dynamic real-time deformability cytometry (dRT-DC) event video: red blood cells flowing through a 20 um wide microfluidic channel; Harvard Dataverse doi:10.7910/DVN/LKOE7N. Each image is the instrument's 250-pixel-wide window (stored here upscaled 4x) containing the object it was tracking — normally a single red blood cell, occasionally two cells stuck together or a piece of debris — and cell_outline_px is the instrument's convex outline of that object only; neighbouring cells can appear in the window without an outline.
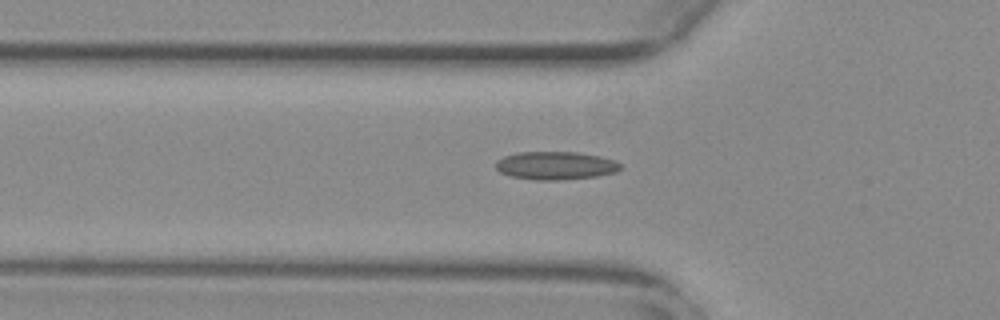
{"species": "common noctule bat (a hibernating species)", "species_latin": "Nyctalus noctula", "temperature_condition": "warm", "stored_images_in_passage": 40, "camera_frame_rate_fps": 3000, "um_per_image_px": 0.085, "animal": {"sex": "female", "body_mass_g": 29.2, "forearm_length_mm": 56.3}, "frame": {"image": 1, "passage_image": 6, "time_ms": 1.667, "image_size_px": [1000, 320], "cell_outline_px": [[620, 168], [616, 172], [596, 176], [556, 180], [536, 180], [512, 176], [500, 172], [496, 168], [496, 160], [504, 156], [520, 152], [576, 152], [600, 156], [612, 160], [620, 164]], "centroid_in_image_um": [47.2, 14.07], "position_along_channel_um": 78.6, "area_um2": 20.17}}
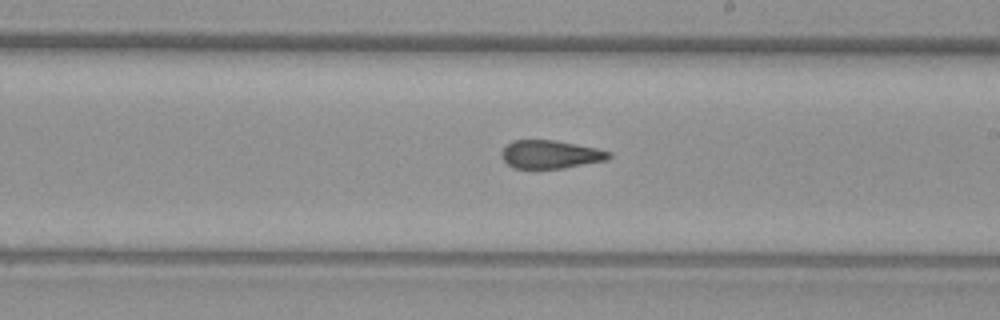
{"frame": {"image": 2, "passage_image": 19, "time_ms": 6.0, "image_size_px": [1000, 320], "cell_outline_px": [[612, 156], [608, 160], [564, 168], [512, 168], [500, 156], [500, 152], [512, 140], [556, 140], [596, 148], [612, 152]], "centroid_in_image_um": [46.8, 13.12], "position_along_channel_um": 242.2, "area_um2": 17.74}}
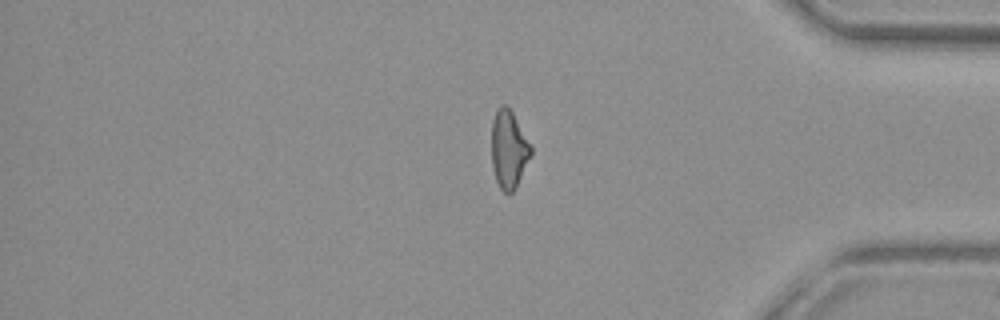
{"frame": {"image": 3, "passage_image": 33, "time_ms": 10.667, "image_size_px": [1000, 320], "cell_outline_px": [[532, 152], [516, 188], [508, 196], [500, 188], [496, 180], [492, 164], [492, 120], [500, 104], [504, 104], [512, 112], [532, 148]], "centroid_in_image_um": [43.23, 12.73], "position_along_channel_um": 392.0, "area_um2": 17.63}}